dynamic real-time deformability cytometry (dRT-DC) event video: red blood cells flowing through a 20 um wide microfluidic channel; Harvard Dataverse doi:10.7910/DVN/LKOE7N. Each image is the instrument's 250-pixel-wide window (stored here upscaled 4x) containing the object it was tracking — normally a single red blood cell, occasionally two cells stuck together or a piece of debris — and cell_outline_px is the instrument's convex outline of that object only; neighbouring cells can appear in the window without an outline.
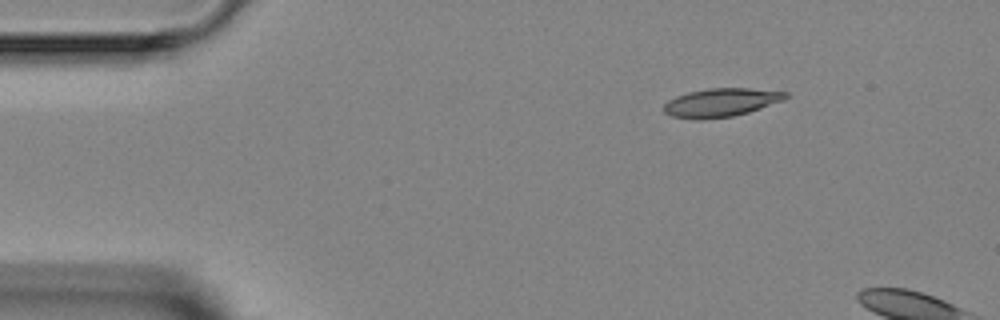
{"species": "Egyptian fruit bat (a non-hibernating species)", "species_latin": "Rousettus aegyptiacus", "temperature_condition": "room temperature", "stored_images_in_passage": 2, "camera_frame_rate_fps": 3000, "um_per_image_px": 0.085, "animal": {"sex": "female"}, "frame": {"image": 1, "passage_image": 1, "time_ms": 0.0, "image_size_px": [1000, 320], "cell_outline_px": [[792, 96], [784, 100], [748, 112], [732, 116], [700, 120], [696, 120], [672, 116], [664, 112], [660, 108], [668, 100], [676, 96], [688, 92], [708, 88], [748, 88], [788, 92]], "centroid_in_image_um": [61.27, 8.71], "position_along_channel_um": 23.7, "area_um2": 20.4}}